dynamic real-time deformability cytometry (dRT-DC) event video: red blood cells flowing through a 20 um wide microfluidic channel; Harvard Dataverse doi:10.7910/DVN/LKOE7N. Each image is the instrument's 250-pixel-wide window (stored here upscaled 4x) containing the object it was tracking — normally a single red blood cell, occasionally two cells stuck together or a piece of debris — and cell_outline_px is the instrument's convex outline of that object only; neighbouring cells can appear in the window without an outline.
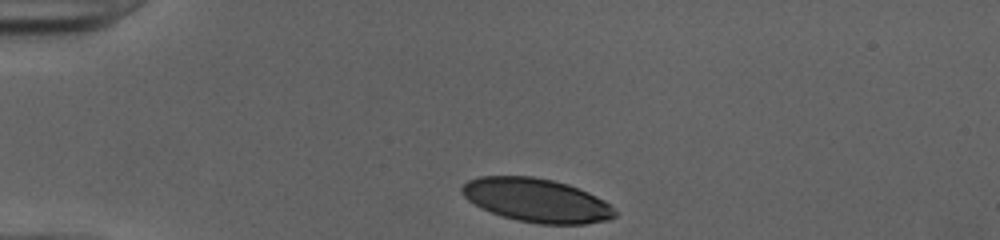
{"species": "human", "species_latin": "Homo sapiens", "temperature_condition": "cold", "stored_images_in_passage": 32, "camera_frame_rate_fps": 3000, "um_per_image_px": 0.085, "donor": {"sex": "female"}, "frame": {"image": 1, "passage_image": 1, "time_ms": 0.0, "image_size_px": [1000, 240], "cell_outline_px": [[616, 216], [608, 220], [584, 224], [540, 224], [516, 220], [480, 208], [468, 200], [460, 192], [460, 188], [468, 180], [480, 176], [532, 176], [552, 180], [568, 184], [588, 192], [604, 200], [616, 212]], "centroid_in_image_um": [45.59, 17.02], "position_along_channel_um": 39.4, "area_um2": 38.84}}
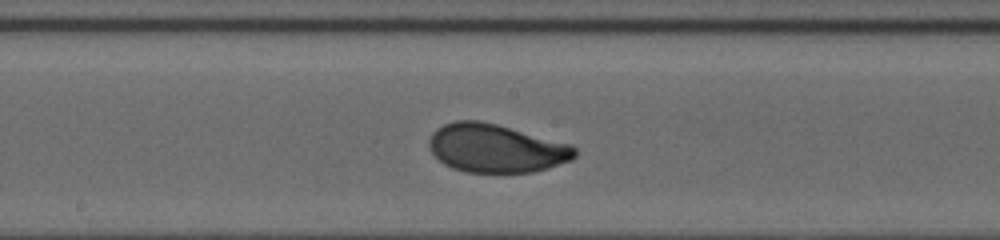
{"frame": {"image": 2, "passage_image": 17, "time_ms": 5.333, "image_size_px": [1000, 240], "cell_outline_px": [[576, 156], [572, 160], [548, 168], [532, 172], [464, 172], [452, 168], [444, 164], [432, 152], [428, 144], [428, 140], [432, 132], [436, 128], [444, 124], [456, 120], [480, 120], [496, 124], [572, 144], [576, 148]], "centroid_in_image_um": [42.16, 12.6], "position_along_channel_um": 206.0, "area_um2": 41.21}}
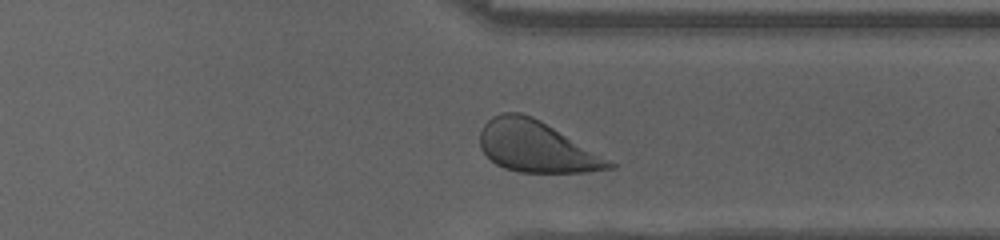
{"frame": {"image": 3, "passage_image": 29, "time_ms": 9.333, "image_size_px": [1000, 240], "cell_outline_px": [[616, 168], [588, 172], [520, 172], [504, 168], [496, 164], [480, 148], [480, 132], [484, 124], [492, 116], [504, 112], [520, 112], [532, 116], [540, 120], [616, 164]], "centroid_in_image_um": [45.56, 12.47], "position_along_channel_um": 365.8, "area_um2": 38.03}, "authors_computed_cell_mechanics": {"area_um2": 40.5178, "velocity_mm_per_s": 3.9887, "shape_relaxation_time_tau1_ms": 3.0164, "shape_relaxation_time_tau2_ms": null, "deformation_change_tau1": 0.1512, "deformation_change_tau2": null}}